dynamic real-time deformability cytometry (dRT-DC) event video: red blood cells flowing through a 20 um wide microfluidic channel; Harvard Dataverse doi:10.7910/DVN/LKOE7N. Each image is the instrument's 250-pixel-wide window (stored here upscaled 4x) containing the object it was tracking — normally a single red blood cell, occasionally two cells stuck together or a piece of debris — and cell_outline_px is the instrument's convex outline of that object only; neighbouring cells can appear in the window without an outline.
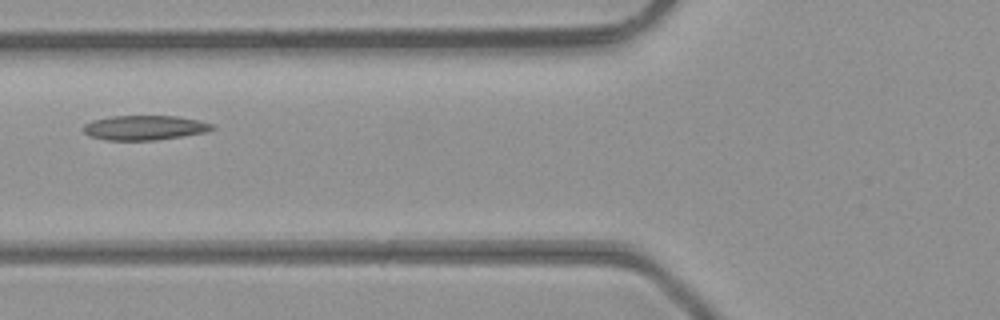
{"species": "common noctule bat (a hibernating species)", "species_latin": "Nyctalus noctula", "temperature_condition": "room temperature", "stored_images_in_passage": 2, "camera_frame_rate_fps": 3000, "um_per_image_px": 0.085, "animal": {"sex": "male", "body_mass_g": 23.1, "forearm_length_mm": 52.7}, "frame": {"image": 1, "passage_image": 2, "time_ms": 0.333, "image_size_px": [1000, 320], "cell_outline_px": [[216, 128], [204, 132], [156, 140], [104, 140], [88, 136], [84, 132], [84, 124], [92, 120], [112, 116], [180, 116], [200, 120], [216, 124]], "centroid_in_image_um": [12.3, 10.85], "position_along_channel_um": 113.5, "area_um2": 18.61}}